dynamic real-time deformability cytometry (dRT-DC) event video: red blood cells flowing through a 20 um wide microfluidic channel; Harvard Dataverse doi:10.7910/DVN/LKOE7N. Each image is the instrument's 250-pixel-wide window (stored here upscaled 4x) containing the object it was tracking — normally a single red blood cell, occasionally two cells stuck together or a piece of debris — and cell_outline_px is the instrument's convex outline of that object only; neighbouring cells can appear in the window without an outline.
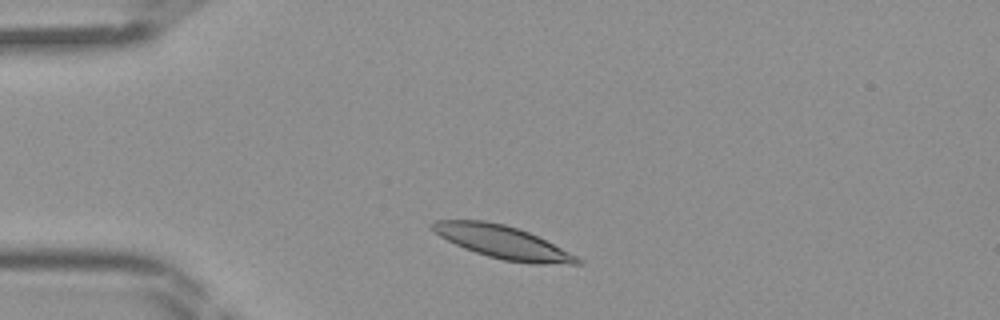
{"species": "Egyptian fruit bat (a non-hibernating species)", "species_latin": "Rousettus aegyptiacus", "temperature_condition": "room temperature", "stored_images_in_passage": 38, "camera_frame_rate_fps": 3000, "um_per_image_px": 0.085, "frame": {"image": 1, "passage_image": 4, "time_ms": 1.0, "image_size_px": [1000, 320], "cell_outline_px": [[584, 264], [532, 264], [504, 260], [488, 256], [464, 248], [440, 236], [428, 224], [436, 220], [484, 220], [504, 224], [528, 232], [584, 260]], "centroid_in_image_um": [42.73, 20.59], "position_along_channel_um": 42.3, "area_um2": 27.34}}
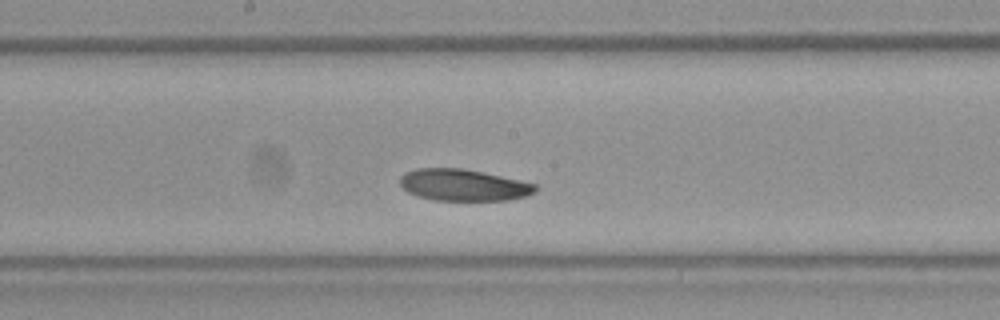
{"frame": {"image": 2, "passage_image": 17, "time_ms": 5.333, "image_size_px": [1000, 320], "cell_outline_px": [[536, 192], [524, 196], [508, 200], [436, 200], [420, 196], [408, 192], [400, 184], [400, 176], [404, 172], [416, 168], [460, 168], [484, 172], [520, 180], [536, 184]], "centroid_in_image_um": [39.38, 15.71], "position_along_channel_um": 208.8, "area_um2": 24.85}}
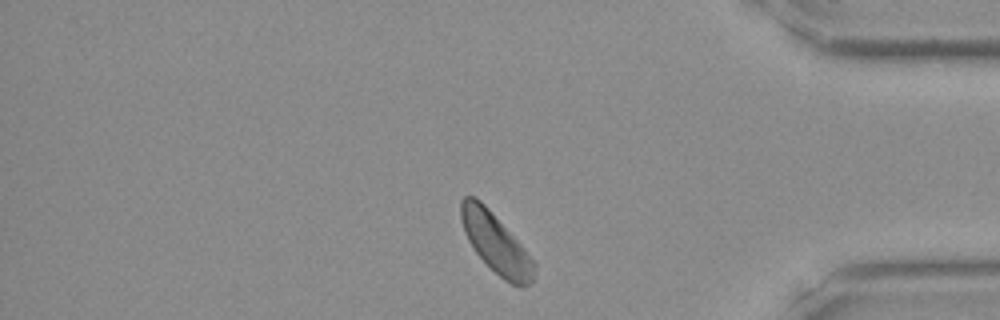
{"frame": {"image": 3, "passage_image": 31, "time_ms": 10.0, "image_size_px": [1000, 320], "cell_outline_px": [[536, 268], [532, 280], [524, 288], [512, 284], [504, 280], [476, 252], [468, 240], [464, 232], [460, 216], [460, 200], [464, 196], [472, 196], [480, 200], [488, 208], [524, 248], [536, 264]], "centroid_in_image_um": [42.14, 20.67], "position_along_channel_um": 393.1, "area_um2": 24.97}}